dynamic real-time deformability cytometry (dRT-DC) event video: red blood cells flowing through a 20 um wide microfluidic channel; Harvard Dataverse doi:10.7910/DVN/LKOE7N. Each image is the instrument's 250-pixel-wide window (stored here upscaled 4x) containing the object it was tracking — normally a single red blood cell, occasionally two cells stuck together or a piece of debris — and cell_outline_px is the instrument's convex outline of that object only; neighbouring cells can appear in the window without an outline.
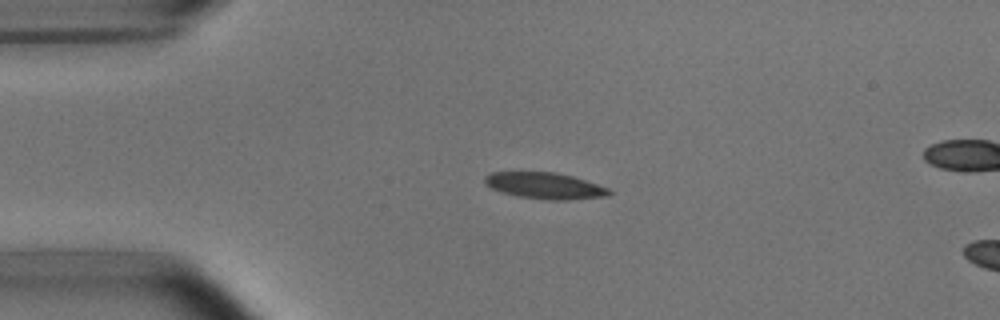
{"species": "common noctule bat (a hibernating species)", "species_latin": "Nyctalus noctula", "temperature_condition": "room temperature", "stored_images_in_passage": 5, "camera_frame_rate_fps": 3000, "um_per_image_px": 0.085, "animal": {"sex": "male", "body_mass_g": 15.6}, "frame": {"image": 1, "passage_image": 1, "time_ms": 0.0, "image_size_px": [1000, 320], "cell_outline_px": [[612, 192], [608, 196], [568, 200], [548, 200], [516, 196], [492, 188], [484, 184], [484, 176], [492, 172], [552, 172], [572, 176], [608, 188]], "centroid_in_image_um": [46.29, 15.79], "position_along_channel_um": 38.7, "area_um2": 18.96}}